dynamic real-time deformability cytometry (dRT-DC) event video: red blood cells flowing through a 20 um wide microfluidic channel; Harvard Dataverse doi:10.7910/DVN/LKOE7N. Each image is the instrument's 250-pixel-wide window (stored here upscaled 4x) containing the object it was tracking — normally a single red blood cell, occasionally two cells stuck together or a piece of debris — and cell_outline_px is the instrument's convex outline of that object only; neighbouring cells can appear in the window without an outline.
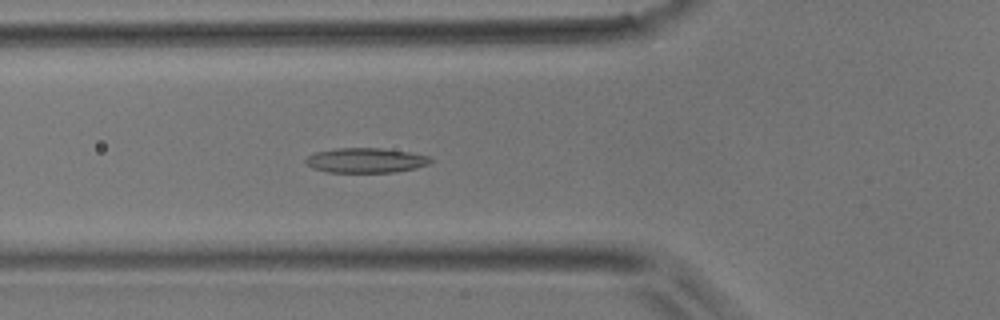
{"species": "common noctule bat (a hibernating species)", "species_latin": "Nyctalus noctula", "temperature_condition": "room temperature", "stored_images_in_passage": 43, "camera_frame_rate_fps": 3000, "um_per_image_px": 0.085, "animal": {"sex": "male", "body_mass_g": 17.9}, "frame": {"image": 1, "passage_image": 17, "time_ms": 5.333, "image_size_px": [1000, 320], "cell_outline_px": [[432, 160], [428, 164], [416, 168], [396, 172], [328, 172], [312, 168], [304, 160], [308, 156], [316, 152], [336, 148], [380, 148], [408, 152], [428, 156]], "centroid_in_image_um": [31.08, 13.63], "position_along_channel_um": 94.7, "area_um2": 17.92}}
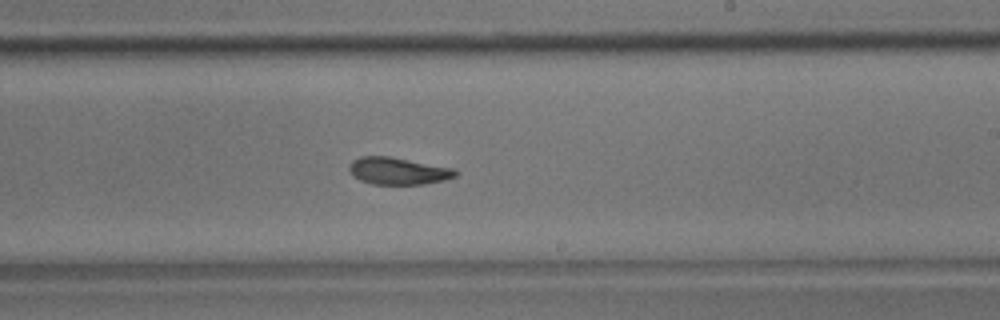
{"frame": {"image": 2, "passage_image": 29, "time_ms": 9.333, "image_size_px": [1000, 320], "cell_outline_px": [[460, 172], [456, 176], [444, 180], [424, 184], [372, 184], [360, 180], [352, 176], [348, 168], [352, 160], [360, 156], [388, 156], [456, 168]], "centroid_in_image_um": [33.85, 14.53], "position_along_channel_um": 255.1, "area_um2": 16.99}}
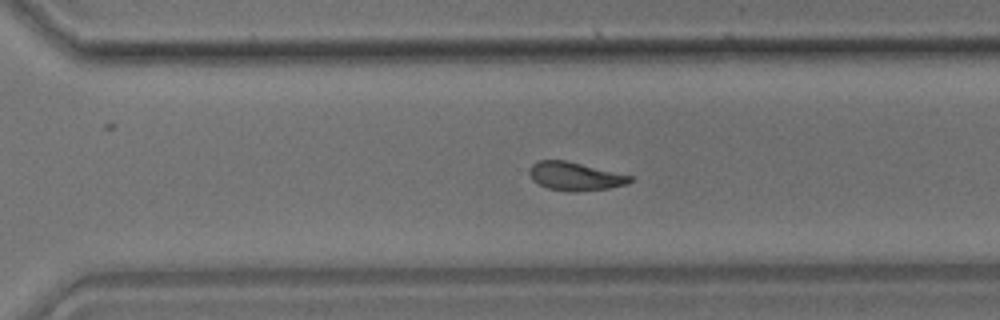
{"frame": {"image": 3, "passage_image": 34, "time_ms": 11.0, "image_size_px": [1000, 320], "cell_outline_px": [[632, 180], [628, 184], [608, 188], [576, 192], [572, 192], [548, 188], [532, 180], [528, 172], [528, 168], [532, 164], [540, 160], [564, 160], [632, 176]], "centroid_in_image_um": [48.85, 14.99], "position_along_channel_um": 321.8, "area_um2": 16.47}}